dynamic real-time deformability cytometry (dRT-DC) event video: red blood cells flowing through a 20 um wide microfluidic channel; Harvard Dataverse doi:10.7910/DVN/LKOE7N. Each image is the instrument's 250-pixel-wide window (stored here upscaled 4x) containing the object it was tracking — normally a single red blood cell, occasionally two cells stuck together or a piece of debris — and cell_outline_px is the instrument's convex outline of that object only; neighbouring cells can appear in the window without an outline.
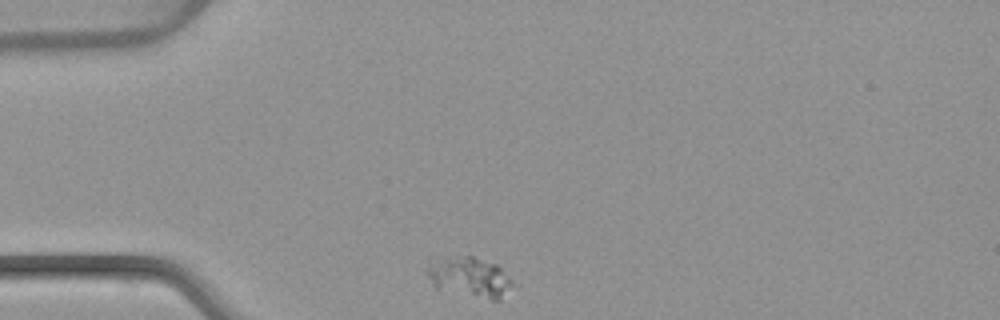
{"species": "common noctule bat (a hibernating species)", "species_latin": "Nyctalus noctula", "temperature_condition": "warm", "stored_images_in_passage": 4, "camera_frame_rate_fps": 3000, "um_per_image_px": 0.085, "animal": {"sex": "female", "body_mass_g": 22.7, "forearm_length_mm": 54.2}, "frame": {"image": 1, "passage_image": 1, "time_ms": 0.0, "image_size_px": [1000, 320], "cell_outline_px": [[512, 284], [500, 300], [492, 300], [436, 288], [424, 272], [428, 268], [448, 252], [472, 256], [496, 264], [500, 268]], "centroid_in_image_um": [39.85, 23.51], "position_along_channel_um": 45.2, "area_um2": 19.77}}
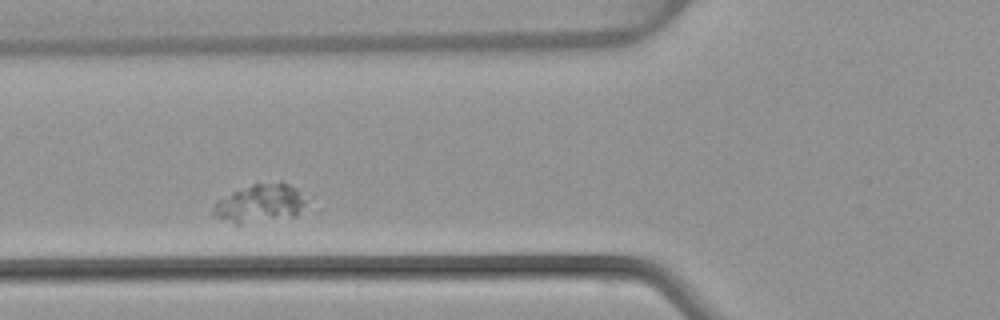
{"frame": {"image": 2, "passage_image": 3, "time_ms": 2.333, "image_size_px": [1000, 320], "cell_outline_px": [[304, 204], [296, 216], [240, 224], [236, 224], [212, 216], [212, 208], [216, 200], [232, 192], [252, 184], [280, 180], [288, 184], [300, 192], [304, 200]], "centroid_in_image_um": [22.03, 17.28], "position_along_channel_um": 103.8, "area_um2": 20.75}}
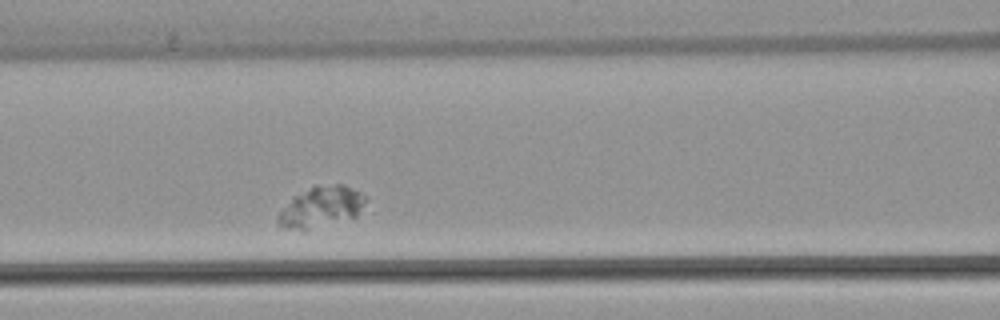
{"frame": {"image": 3, "passage_image": 4, "time_ms": 3.333, "image_size_px": [1000, 320], "cell_outline_px": [[364, 200], [356, 216], [304, 232], [280, 228], [276, 224], [276, 220], [280, 212], [296, 196], [316, 184], [344, 184], [360, 192], [364, 196]], "centroid_in_image_um": [27.23, 17.63], "position_along_channel_um": 139.4, "area_um2": 20.75}}